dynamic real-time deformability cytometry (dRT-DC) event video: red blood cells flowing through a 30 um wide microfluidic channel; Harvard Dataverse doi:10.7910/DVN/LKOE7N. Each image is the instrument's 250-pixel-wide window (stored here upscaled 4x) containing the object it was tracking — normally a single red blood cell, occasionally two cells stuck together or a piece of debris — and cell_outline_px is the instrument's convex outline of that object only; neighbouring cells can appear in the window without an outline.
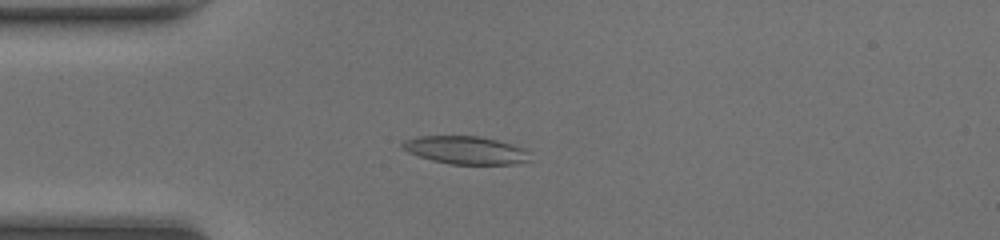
{"species": "common noctule bat (a hibernating species)", "species_latin": "Nyctalus noctula", "temperature_condition": "room temperature", "stored_images_in_passage": 47, "camera_frame_rate_fps": 3000, "um_per_image_px": 0.085, "animal": {"sex": "female", "body_mass_g": 20.0, "forearm_length_mm": 54.0}, "frame": {"image": 1, "passage_image": 12, "time_ms": 3.667, "image_size_px": [1000, 240], "cell_outline_px": [[532, 160], [512, 164], [448, 164], [432, 160], [408, 152], [400, 148], [400, 144], [404, 140], [416, 136], [480, 136], [512, 144], [524, 148], [532, 152]], "centroid_in_image_um": [39.61, 12.76], "position_along_channel_um": 45.4, "area_um2": 21.04}}
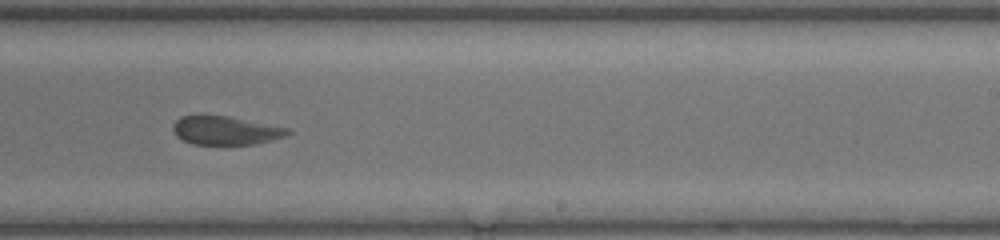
{"frame": {"image": 2, "passage_image": 29, "time_ms": 9.333, "image_size_px": [1000, 240], "cell_outline_px": [[292, 132], [288, 136], [256, 144], [192, 144], [176, 136], [172, 128], [172, 124], [180, 116], [196, 112], [228, 116], [288, 128]], "centroid_in_image_um": [19.12, 11.05], "position_along_channel_um": 269.9, "area_um2": 19.71}}
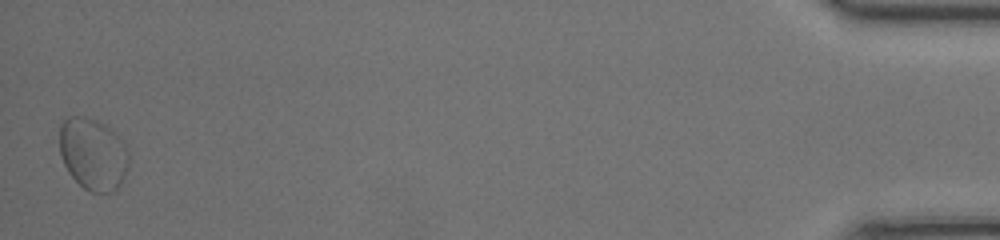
{"frame": {"image": 3, "passage_image": 47, "time_ms": 15.333, "image_size_px": [1000, 240], "cell_outline_px": [[128, 168], [124, 180], [112, 192], [92, 192], [84, 188], [68, 172], [60, 156], [60, 124], [68, 116], [84, 116], [104, 124], [112, 128], [120, 136], [128, 148]], "centroid_in_image_um": [7.93, 13.07], "position_along_channel_um": 427.3, "area_um2": 29.36}, "authors_computed_cell_mechanics": {"area_um2": 21.0392, "velocity_mm_per_s": 4.258, "shape_relaxation_time_tau1_ms": null, "shape_relaxation_time_tau2_ms": 2.994, "deformation_change_tau1": null, "deformation_change_tau2": 0.0992}}